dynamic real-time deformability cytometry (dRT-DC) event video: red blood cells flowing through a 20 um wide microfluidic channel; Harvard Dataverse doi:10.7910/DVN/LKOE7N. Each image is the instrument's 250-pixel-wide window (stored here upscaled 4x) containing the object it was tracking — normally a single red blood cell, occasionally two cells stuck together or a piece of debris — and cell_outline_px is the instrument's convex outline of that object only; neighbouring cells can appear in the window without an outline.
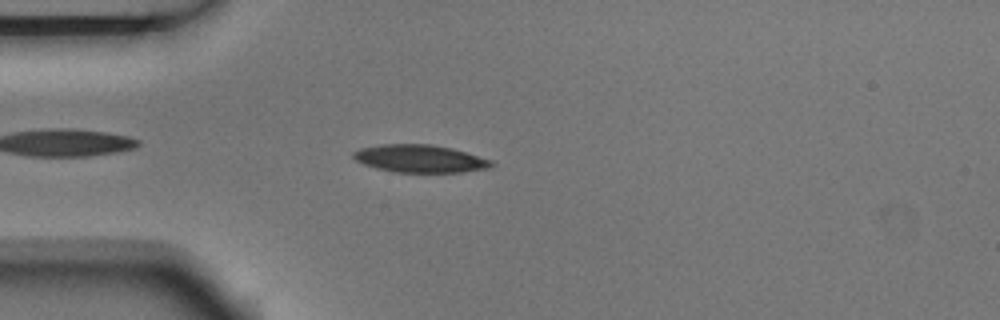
{"species": "Egyptian fruit bat (a non-hibernating species)", "species_latin": "Rousettus aegyptiacus", "temperature_condition": "room temperature", "stored_images_in_passage": 4, "camera_frame_rate_fps": 3000, "um_per_image_px": 0.085, "animal": {"sex": "male"}, "frame": {"image": 1, "passage_image": 4, "time_ms": 1.0, "image_size_px": [1000, 320], "cell_outline_px": [[496, 164], [488, 168], [464, 172], [392, 172], [376, 168], [364, 164], [356, 160], [352, 156], [352, 152], [360, 148], [380, 144], [432, 144], [452, 148], [468, 152], [492, 160]], "centroid_in_image_um": [35.71, 13.48], "position_along_channel_um": 49.3, "area_um2": 22.48}}